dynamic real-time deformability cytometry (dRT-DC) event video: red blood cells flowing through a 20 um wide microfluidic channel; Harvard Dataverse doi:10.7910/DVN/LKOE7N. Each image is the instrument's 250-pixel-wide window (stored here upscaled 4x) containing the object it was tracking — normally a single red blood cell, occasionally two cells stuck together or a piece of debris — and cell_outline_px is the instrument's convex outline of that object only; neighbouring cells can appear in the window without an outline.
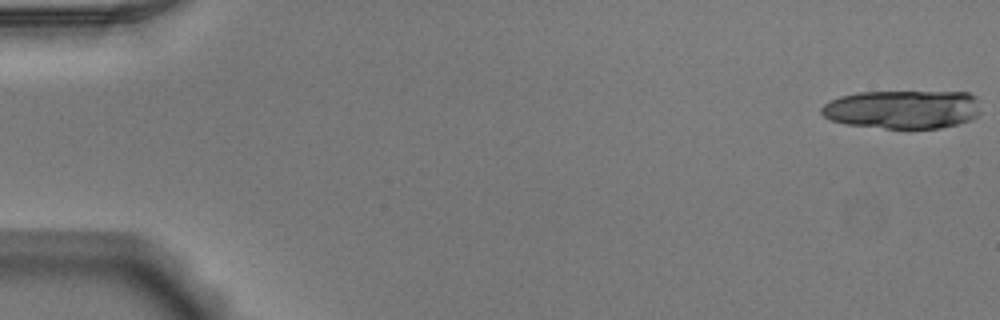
{"species": "Egyptian fruit bat (a non-hibernating species)", "species_latin": "Rousettus aegyptiacus", "temperature_condition": "warm", "stored_images_in_passage": 17, "camera_frame_rate_fps": 3000, "um_per_image_px": 0.085, "animal": {"sex": "male"}, "frame": {"image": 1, "passage_image": 1, "time_ms": 0.0, "image_size_px": [1000, 320], "cell_outline_px": [[980, 116], [956, 124], [940, 128], [884, 128], [844, 124], [832, 120], [824, 116], [820, 112], [820, 108], [824, 104], [840, 96], [856, 92], [968, 92], [976, 96], [980, 112]], "centroid_in_image_um": [76.72, 9.29], "position_along_channel_um": 8.3, "area_um2": 35.89}}